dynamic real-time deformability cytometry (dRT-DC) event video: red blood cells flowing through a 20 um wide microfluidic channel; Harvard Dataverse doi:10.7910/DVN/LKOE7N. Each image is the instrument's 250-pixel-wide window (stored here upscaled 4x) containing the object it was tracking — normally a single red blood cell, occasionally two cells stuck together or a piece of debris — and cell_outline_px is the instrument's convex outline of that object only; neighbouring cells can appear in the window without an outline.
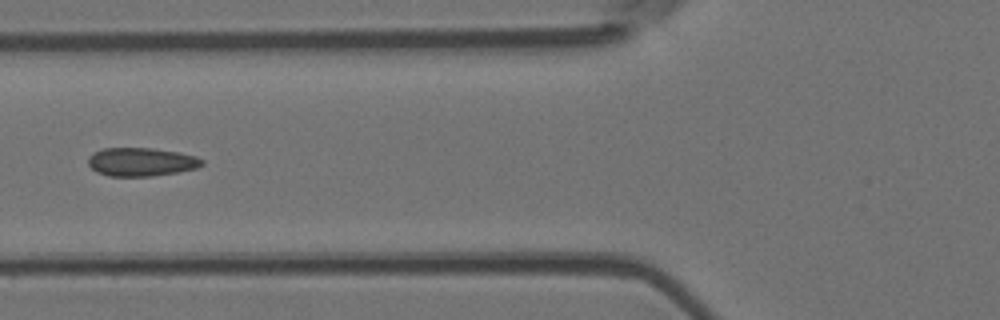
{"species": "Egyptian fruit bat (a non-hibernating species)", "species_latin": "Rousettus aegyptiacus", "temperature_condition": "room temperature", "stored_images_in_passage": 8, "camera_frame_rate_fps": 3000, "um_per_image_px": 0.085, "animal": {"sex": "female"}, "frame": {"image": 1, "passage_image": 7, "time_ms": 6.667, "image_size_px": [1000, 320], "cell_outline_px": [[204, 164], [196, 168], [180, 172], [152, 176], [108, 176], [96, 172], [88, 164], [88, 156], [92, 152], [104, 148], [152, 148], [180, 152], [196, 156], [204, 160]], "centroid_in_image_um": [12.01, 13.76], "position_along_channel_um": 113.8, "area_um2": 19.13}}
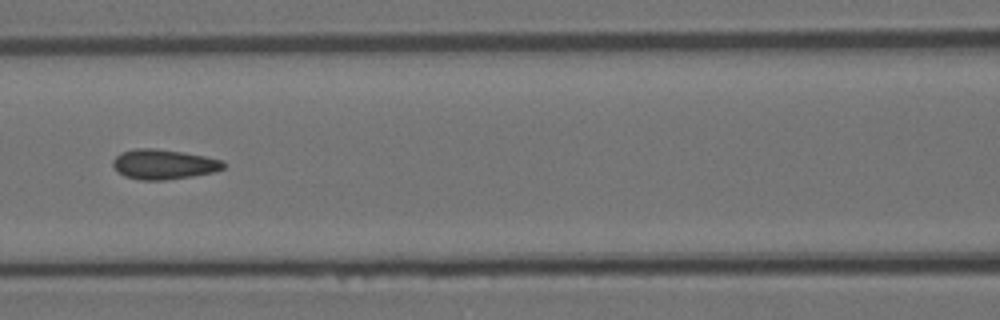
{"frame": {"image": 2, "passage_image": 8, "time_ms": 7.667, "image_size_px": [1000, 320], "cell_outline_px": [[224, 168], [212, 172], [192, 176], [164, 180], [140, 180], [124, 176], [116, 172], [112, 164], [112, 160], [120, 152], [136, 148], [156, 148], [184, 152], [204, 156], [220, 160], [224, 164]], "centroid_in_image_um": [13.84, 13.96], "position_along_channel_um": 152.8, "area_um2": 19.31}}